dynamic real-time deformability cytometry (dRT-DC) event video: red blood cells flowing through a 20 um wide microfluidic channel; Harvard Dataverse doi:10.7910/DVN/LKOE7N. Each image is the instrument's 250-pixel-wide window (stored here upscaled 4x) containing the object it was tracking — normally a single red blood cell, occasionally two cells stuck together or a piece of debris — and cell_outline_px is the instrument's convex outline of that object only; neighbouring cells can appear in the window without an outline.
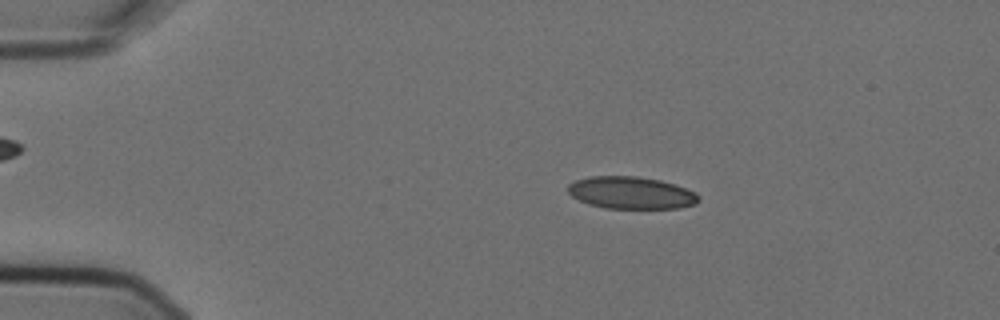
{"species": "Egyptian fruit bat (a non-hibernating species)", "species_latin": "Rousettus aegyptiacus", "temperature_condition": "cold", "stored_images_in_passage": 3, "camera_frame_rate_fps": 3000, "um_per_image_px": 0.085, "animal": {"sex": "female"}, "frame": {"image": 1, "passage_image": 2, "time_ms": 0.333, "image_size_px": [1000, 320], "cell_outline_px": [[700, 200], [696, 204], [676, 208], [604, 208], [588, 204], [572, 196], [568, 192], [568, 184], [576, 180], [588, 176], [636, 176], [660, 180], [696, 192], [700, 196]], "centroid_in_image_um": [53.64, 16.38], "position_along_channel_um": 31.4, "area_um2": 24.51}}